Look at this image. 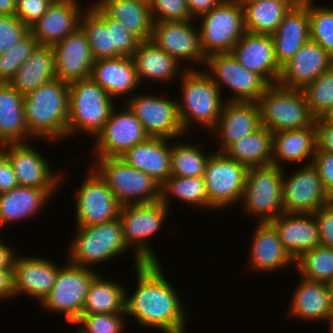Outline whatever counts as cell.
I'll list each match as a JSON object with an SVG mask.
<instances>
[{
  "mask_svg": "<svg viewBox=\"0 0 333 333\" xmlns=\"http://www.w3.org/2000/svg\"><path fill=\"white\" fill-rule=\"evenodd\" d=\"M162 269L161 262L142 263L135 267L137 283L133 294H126V316L133 317L145 329L185 333L188 323L186 306Z\"/></svg>",
  "mask_w": 333,
  "mask_h": 333,
  "instance_id": "6da1fadb",
  "label": "cell"
},
{
  "mask_svg": "<svg viewBox=\"0 0 333 333\" xmlns=\"http://www.w3.org/2000/svg\"><path fill=\"white\" fill-rule=\"evenodd\" d=\"M69 83L54 79L24 95L25 122L33 138L66 139Z\"/></svg>",
  "mask_w": 333,
  "mask_h": 333,
  "instance_id": "7a4b0ae2",
  "label": "cell"
},
{
  "mask_svg": "<svg viewBox=\"0 0 333 333\" xmlns=\"http://www.w3.org/2000/svg\"><path fill=\"white\" fill-rule=\"evenodd\" d=\"M179 79L182 97L177 104L183 131L187 135L196 123L211 133L226 102L219 87L202 69L186 70Z\"/></svg>",
  "mask_w": 333,
  "mask_h": 333,
  "instance_id": "3957f363",
  "label": "cell"
},
{
  "mask_svg": "<svg viewBox=\"0 0 333 333\" xmlns=\"http://www.w3.org/2000/svg\"><path fill=\"white\" fill-rule=\"evenodd\" d=\"M68 101L67 138L82 132L95 138L115 107L112 98L91 77L69 83Z\"/></svg>",
  "mask_w": 333,
  "mask_h": 333,
  "instance_id": "277c9868",
  "label": "cell"
},
{
  "mask_svg": "<svg viewBox=\"0 0 333 333\" xmlns=\"http://www.w3.org/2000/svg\"><path fill=\"white\" fill-rule=\"evenodd\" d=\"M76 227V234L66 257L71 264L93 269V265L109 261L129 249L123 239L119 218L87 227Z\"/></svg>",
  "mask_w": 333,
  "mask_h": 333,
  "instance_id": "5b68a950",
  "label": "cell"
},
{
  "mask_svg": "<svg viewBox=\"0 0 333 333\" xmlns=\"http://www.w3.org/2000/svg\"><path fill=\"white\" fill-rule=\"evenodd\" d=\"M169 212L160 200L121 206L119 219L122 224L123 239L129 250L133 247L135 267L142 263H159L160 260L148 240L162 229Z\"/></svg>",
  "mask_w": 333,
  "mask_h": 333,
  "instance_id": "8992f818",
  "label": "cell"
},
{
  "mask_svg": "<svg viewBox=\"0 0 333 333\" xmlns=\"http://www.w3.org/2000/svg\"><path fill=\"white\" fill-rule=\"evenodd\" d=\"M257 103L261 125L272 133L302 129L315 123L316 118L311 114L301 89L271 84Z\"/></svg>",
  "mask_w": 333,
  "mask_h": 333,
  "instance_id": "52a82bcc",
  "label": "cell"
},
{
  "mask_svg": "<svg viewBox=\"0 0 333 333\" xmlns=\"http://www.w3.org/2000/svg\"><path fill=\"white\" fill-rule=\"evenodd\" d=\"M283 168L277 165L249 167L241 205L244 213L258 218L259 222H270L284 213Z\"/></svg>",
  "mask_w": 333,
  "mask_h": 333,
  "instance_id": "ba28073f",
  "label": "cell"
},
{
  "mask_svg": "<svg viewBox=\"0 0 333 333\" xmlns=\"http://www.w3.org/2000/svg\"><path fill=\"white\" fill-rule=\"evenodd\" d=\"M95 161L94 169L122 206L160 200V185L146 173L129 166L119 157L96 158Z\"/></svg>",
  "mask_w": 333,
  "mask_h": 333,
  "instance_id": "9c48e42d",
  "label": "cell"
},
{
  "mask_svg": "<svg viewBox=\"0 0 333 333\" xmlns=\"http://www.w3.org/2000/svg\"><path fill=\"white\" fill-rule=\"evenodd\" d=\"M198 18L202 22L199 32L206 57L217 53H231L246 32L244 9L235 0H222L210 12Z\"/></svg>",
  "mask_w": 333,
  "mask_h": 333,
  "instance_id": "30bf717a",
  "label": "cell"
},
{
  "mask_svg": "<svg viewBox=\"0 0 333 333\" xmlns=\"http://www.w3.org/2000/svg\"><path fill=\"white\" fill-rule=\"evenodd\" d=\"M100 272L77 266L67 261L57 274L51 292L40 303L53 314H63L68 323H74L81 315L86 294L93 278ZM56 312V313H55Z\"/></svg>",
  "mask_w": 333,
  "mask_h": 333,
  "instance_id": "8fae6325",
  "label": "cell"
},
{
  "mask_svg": "<svg viewBox=\"0 0 333 333\" xmlns=\"http://www.w3.org/2000/svg\"><path fill=\"white\" fill-rule=\"evenodd\" d=\"M248 167L224 152L210 155L203 175L209 198V209L221 210L241 203Z\"/></svg>",
  "mask_w": 333,
  "mask_h": 333,
  "instance_id": "7c38bea8",
  "label": "cell"
},
{
  "mask_svg": "<svg viewBox=\"0 0 333 333\" xmlns=\"http://www.w3.org/2000/svg\"><path fill=\"white\" fill-rule=\"evenodd\" d=\"M204 68L221 93L223 85L233 93L229 99L226 96V101L257 102L269 86L260 75L242 66L232 53L207 56Z\"/></svg>",
  "mask_w": 333,
  "mask_h": 333,
  "instance_id": "4fadbf2b",
  "label": "cell"
},
{
  "mask_svg": "<svg viewBox=\"0 0 333 333\" xmlns=\"http://www.w3.org/2000/svg\"><path fill=\"white\" fill-rule=\"evenodd\" d=\"M88 171L75 194V223L80 227L117 219L122 206L99 173Z\"/></svg>",
  "mask_w": 333,
  "mask_h": 333,
  "instance_id": "5bb4252c",
  "label": "cell"
},
{
  "mask_svg": "<svg viewBox=\"0 0 333 333\" xmlns=\"http://www.w3.org/2000/svg\"><path fill=\"white\" fill-rule=\"evenodd\" d=\"M125 103L149 137L178 139L186 135L179 118L177 100L159 97L158 94L139 93Z\"/></svg>",
  "mask_w": 333,
  "mask_h": 333,
  "instance_id": "9a60e30c",
  "label": "cell"
},
{
  "mask_svg": "<svg viewBox=\"0 0 333 333\" xmlns=\"http://www.w3.org/2000/svg\"><path fill=\"white\" fill-rule=\"evenodd\" d=\"M283 171L284 213H314L331 201L312 163L300 166L289 176Z\"/></svg>",
  "mask_w": 333,
  "mask_h": 333,
  "instance_id": "2e32d148",
  "label": "cell"
},
{
  "mask_svg": "<svg viewBox=\"0 0 333 333\" xmlns=\"http://www.w3.org/2000/svg\"><path fill=\"white\" fill-rule=\"evenodd\" d=\"M123 106V111L114 107L103 129L95 136V158L119 157L149 137L129 107Z\"/></svg>",
  "mask_w": 333,
  "mask_h": 333,
  "instance_id": "e0dca14e",
  "label": "cell"
},
{
  "mask_svg": "<svg viewBox=\"0 0 333 333\" xmlns=\"http://www.w3.org/2000/svg\"><path fill=\"white\" fill-rule=\"evenodd\" d=\"M30 145L26 142L0 146V151L10 161L18 185L41 189L61 187L64 176L58 172L53 173L48 160Z\"/></svg>",
  "mask_w": 333,
  "mask_h": 333,
  "instance_id": "ac0fdd59",
  "label": "cell"
},
{
  "mask_svg": "<svg viewBox=\"0 0 333 333\" xmlns=\"http://www.w3.org/2000/svg\"><path fill=\"white\" fill-rule=\"evenodd\" d=\"M194 19L187 21L154 22L151 41L179 63L205 65L206 56L201 47L199 29L194 27Z\"/></svg>",
  "mask_w": 333,
  "mask_h": 333,
  "instance_id": "d6986e66",
  "label": "cell"
},
{
  "mask_svg": "<svg viewBox=\"0 0 333 333\" xmlns=\"http://www.w3.org/2000/svg\"><path fill=\"white\" fill-rule=\"evenodd\" d=\"M60 268L48 258L17 255L13 267L15 297L26 294L41 303L51 292Z\"/></svg>",
  "mask_w": 333,
  "mask_h": 333,
  "instance_id": "ffe728a7",
  "label": "cell"
},
{
  "mask_svg": "<svg viewBox=\"0 0 333 333\" xmlns=\"http://www.w3.org/2000/svg\"><path fill=\"white\" fill-rule=\"evenodd\" d=\"M233 56L269 85L278 83L281 67L276 61L271 35L245 32L232 49Z\"/></svg>",
  "mask_w": 333,
  "mask_h": 333,
  "instance_id": "44dd1931",
  "label": "cell"
},
{
  "mask_svg": "<svg viewBox=\"0 0 333 333\" xmlns=\"http://www.w3.org/2000/svg\"><path fill=\"white\" fill-rule=\"evenodd\" d=\"M53 48L56 79L70 83L90 78L94 59L87 37L80 27Z\"/></svg>",
  "mask_w": 333,
  "mask_h": 333,
  "instance_id": "7402d4cb",
  "label": "cell"
},
{
  "mask_svg": "<svg viewBox=\"0 0 333 333\" xmlns=\"http://www.w3.org/2000/svg\"><path fill=\"white\" fill-rule=\"evenodd\" d=\"M80 3L79 0L52 3L47 12L29 27L38 44L54 46L74 33L80 27L81 15L86 10Z\"/></svg>",
  "mask_w": 333,
  "mask_h": 333,
  "instance_id": "603a6c76",
  "label": "cell"
},
{
  "mask_svg": "<svg viewBox=\"0 0 333 333\" xmlns=\"http://www.w3.org/2000/svg\"><path fill=\"white\" fill-rule=\"evenodd\" d=\"M332 65L333 57L318 43L309 40L281 67L278 84L302 89Z\"/></svg>",
  "mask_w": 333,
  "mask_h": 333,
  "instance_id": "cb8c5ba5",
  "label": "cell"
},
{
  "mask_svg": "<svg viewBox=\"0 0 333 333\" xmlns=\"http://www.w3.org/2000/svg\"><path fill=\"white\" fill-rule=\"evenodd\" d=\"M261 117L257 102L226 101L212 133L217 139V152H224L232 143L260 128Z\"/></svg>",
  "mask_w": 333,
  "mask_h": 333,
  "instance_id": "d4e9b609",
  "label": "cell"
},
{
  "mask_svg": "<svg viewBox=\"0 0 333 333\" xmlns=\"http://www.w3.org/2000/svg\"><path fill=\"white\" fill-rule=\"evenodd\" d=\"M270 223L294 260L320 246L319 226L313 213H282Z\"/></svg>",
  "mask_w": 333,
  "mask_h": 333,
  "instance_id": "484cf974",
  "label": "cell"
},
{
  "mask_svg": "<svg viewBox=\"0 0 333 333\" xmlns=\"http://www.w3.org/2000/svg\"><path fill=\"white\" fill-rule=\"evenodd\" d=\"M171 140L148 137L126 150L119 158L146 173L161 186L171 176Z\"/></svg>",
  "mask_w": 333,
  "mask_h": 333,
  "instance_id": "4316f807",
  "label": "cell"
},
{
  "mask_svg": "<svg viewBox=\"0 0 333 333\" xmlns=\"http://www.w3.org/2000/svg\"><path fill=\"white\" fill-rule=\"evenodd\" d=\"M271 37L276 61L282 67L310 40L308 0L295 4Z\"/></svg>",
  "mask_w": 333,
  "mask_h": 333,
  "instance_id": "83f0119b",
  "label": "cell"
},
{
  "mask_svg": "<svg viewBox=\"0 0 333 333\" xmlns=\"http://www.w3.org/2000/svg\"><path fill=\"white\" fill-rule=\"evenodd\" d=\"M90 77L114 100L130 99L140 86L133 58L128 56L94 60Z\"/></svg>",
  "mask_w": 333,
  "mask_h": 333,
  "instance_id": "f1b7e54d",
  "label": "cell"
},
{
  "mask_svg": "<svg viewBox=\"0 0 333 333\" xmlns=\"http://www.w3.org/2000/svg\"><path fill=\"white\" fill-rule=\"evenodd\" d=\"M293 292L288 315L302 320L318 322L331 320L333 313V296L328 283L300 278Z\"/></svg>",
  "mask_w": 333,
  "mask_h": 333,
  "instance_id": "f546056e",
  "label": "cell"
},
{
  "mask_svg": "<svg viewBox=\"0 0 333 333\" xmlns=\"http://www.w3.org/2000/svg\"><path fill=\"white\" fill-rule=\"evenodd\" d=\"M132 58L137 78L141 85L143 84L142 79L156 83L160 81H162L161 83H168L171 79L172 82L173 78L175 79L178 74L181 77L186 70H198L195 65H192L194 67L186 66L185 68L151 40L140 41ZM181 67H184V69L182 70Z\"/></svg>",
  "mask_w": 333,
  "mask_h": 333,
  "instance_id": "4dcf8cb0",
  "label": "cell"
},
{
  "mask_svg": "<svg viewBox=\"0 0 333 333\" xmlns=\"http://www.w3.org/2000/svg\"><path fill=\"white\" fill-rule=\"evenodd\" d=\"M249 266L257 272H272L295 265V260L284 249L277 231L270 222H258L253 232Z\"/></svg>",
  "mask_w": 333,
  "mask_h": 333,
  "instance_id": "1f68e13d",
  "label": "cell"
},
{
  "mask_svg": "<svg viewBox=\"0 0 333 333\" xmlns=\"http://www.w3.org/2000/svg\"><path fill=\"white\" fill-rule=\"evenodd\" d=\"M315 123L302 129L276 131L273 133L272 164L283 167V163L310 164L317 149ZM309 161H308V160Z\"/></svg>",
  "mask_w": 333,
  "mask_h": 333,
  "instance_id": "d6a6232c",
  "label": "cell"
},
{
  "mask_svg": "<svg viewBox=\"0 0 333 333\" xmlns=\"http://www.w3.org/2000/svg\"><path fill=\"white\" fill-rule=\"evenodd\" d=\"M56 191L57 189L18 185L11 191L0 194V226L36 216Z\"/></svg>",
  "mask_w": 333,
  "mask_h": 333,
  "instance_id": "836d02e7",
  "label": "cell"
},
{
  "mask_svg": "<svg viewBox=\"0 0 333 333\" xmlns=\"http://www.w3.org/2000/svg\"><path fill=\"white\" fill-rule=\"evenodd\" d=\"M30 138L33 137L25 122L24 96L8 82H0V146L26 143Z\"/></svg>",
  "mask_w": 333,
  "mask_h": 333,
  "instance_id": "e575fe53",
  "label": "cell"
},
{
  "mask_svg": "<svg viewBox=\"0 0 333 333\" xmlns=\"http://www.w3.org/2000/svg\"><path fill=\"white\" fill-rule=\"evenodd\" d=\"M54 79V48L38 45L8 83L24 96Z\"/></svg>",
  "mask_w": 333,
  "mask_h": 333,
  "instance_id": "d590c367",
  "label": "cell"
},
{
  "mask_svg": "<svg viewBox=\"0 0 333 333\" xmlns=\"http://www.w3.org/2000/svg\"><path fill=\"white\" fill-rule=\"evenodd\" d=\"M95 4L140 41L151 39L153 18L150 7L134 0H96Z\"/></svg>",
  "mask_w": 333,
  "mask_h": 333,
  "instance_id": "8d00e7d4",
  "label": "cell"
},
{
  "mask_svg": "<svg viewBox=\"0 0 333 333\" xmlns=\"http://www.w3.org/2000/svg\"><path fill=\"white\" fill-rule=\"evenodd\" d=\"M301 0H259L246 4L244 9L245 31L272 35L283 17Z\"/></svg>",
  "mask_w": 333,
  "mask_h": 333,
  "instance_id": "74e56055",
  "label": "cell"
},
{
  "mask_svg": "<svg viewBox=\"0 0 333 333\" xmlns=\"http://www.w3.org/2000/svg\"><path fill=\"white\" fill-rule=\"evenodd\" d=\"M99 274L89 286L82 314L126 313V288L122 283L109 281Z\"/></svg>",
  "mask_w": 333,
  "mask_h": 333,
  "instance_id": "f35d334b",
  "label": "cell"
},
{
  "mask_svg": "<svg viewBox=\"0 0 333 333\" xmlns=\"http://www.w3.org/2000/svg\"><path fill=\"white\" fill-rule=\"evenodd\" d=\"M273 133L264 126L232 143L224 153L249 167L272 164Z\"/></svg>",
  "mask_w": 333,
  "mask_h": 333,
  "instance_id": "ab89813d",
  "label": "cell"
},
{
  "mask_svg": "<svg viewBox=\"0 0 333 333\" xmlns=\"http://www.w3.org/2000/svg\"><path fill=\"white\" fill-rule=\"evenodd\" d=\"M172 198L185 202L186 205L196 206L199 209H209V198L203 176L180 177L170 176L160 186V201L169 209ZM201 207V208H200Z\"/></svg>",
  "mask_w": 333,
  "mask_h": 333,
  "instance_id": "60d3db41",
  "label": "cell"
},
{
  "mask_svg": "<svg viewBox=\"0 0 333 333\" xmlns=\"http://www.w3.org/2000/svg\"><path fill=\"white\" fill-rule=\"evenodd\" d=\"M80 18V28L85 33L94 60L122 56L113 45L112 29L109 24L91 7Z\"/></svg>",
  "mask_w": 333,
  "mask_h": 333,
  "instance_id": "b9f144b4",
  "label": "cell"
},
{
  "mask_svg": "<svg viewBox=\"0 0 333 333\" xmlns=\"http://www.w3.org/2000/svg\"><path fill=\"white\" fill-rule=\"evenodd\" d=\"M172 142L171 176L200 177L204 175L210 154L204 153L203 144ZM202 147V148H201Z\"/></svg>",
  "mask_w": 333,
  "mask_h": 333,
  "instance_id": "7bdbcfd3",
  "label": "cell"
},
{
  "mask_svg": "<svg viewBox=\"0 0 333 333\" xmlns=\"http://www.w3.org/2000/svg\"><path fill=\"white\" fill-rule=\"evenodd\" d=\"M300 277L330 284L333 281V249L317 246L295 260Z\"/></svg>",
  "mask_w": 333,
  "mask_h": 333,
  "instance_id": "ee69618b",
  "label": "cell"
},
{
  "mask_svg": "<svg viewBox=\"0 0 333 333\" xmlns=\"http://www.w3.org/2000/svg\"><path fill=\"white\" fill-rule=\"evenodd\" d=\"M301 90L311 114L322 117L333 104V65Z\"/></svg>",
  "mask_w": 333,
  "mask_h": 333,
  "instance_id": "f6af8a7d",
  "label": "cell"
},
{
  "mask_svg": "<svg viewBox=\"0 0 333 333\" xmlns=\"http://www.w3.org/2000/svg\"><path fill=\"white\" fill-rule=\"evenodd\" d=\"M312 1L308 0L310 40L333 57V8L316 6Z\"/></svg>",
  "mask_w": 333,
  "mask_h": 333,
  "instance_id": "bcb514c9",
  "label": "cell"
},
{
  "mask_svg": "<svg viewBox=\"0 0 333 333\" xmlns=\"http://www.w3.org/2000/svg\"><path fill=\"white\" fill-rule=\"evenodd\" d=\"M38 45L29 32L9 51L0 54V82H9Z\"/></svg>",
  "mask_w": 333,
  "mask_h": 333,
  "instance_id": "7dc6e473",
  "label": "cell"
},
{
  "mask_svg": "<svg viewBox=\"0 0 333 333\" xmlns=\"http://www.w3.org/2000/svg\"><path fill=\"white\" fill-rule=\"evenodd\" d=\"M124 316L126 313L82 314L73 323L80 326L75 333H123Z\"/></svg>",
  "mask_w": 333,
  "mask_h": 333,
  "instance_id": "c3c4849f",
  "label": "cell"
},
{
  "mask_svg": "<svg viewBox=\"0 0 333 333\" xmlns=\"http://www.w3.org/2000/svg\"><path fill=\"white\" fill-rule=\"evenodd\" d=\"M150 11L154 22L194 19L185 0H152Z\"/></svg>",
  "mask_w": 333,
  "mask_h": 333,
  "instance_id": "681fc988",
  "label": "cell"
},
{
  "mask_svg": "<svg viewBox=\"0 0 333 333\" xmlns=\"http://www.w3.org/2000/svg\"><path fill=\"white\" fill-rule=\"evenodd\" d=\"M111 27L114 48L122 55L132 57L140 40L128 32L118 20L109 18L95 3L91 6Z\"/></svg>",
  "mask_w": 333,
  "mask_h": 333,
  "instance_id": "f907efd6",
  "label": "cell"
},
{
  "mask_svg": "<svg viewBox=\"0 0 333 333\" xmlns=\"http://www.w3.org/2000/svg\"><path fill=\"white\" fill-rule=\"evenodd\" d=\"M29 32V27L15 15L0 16V54L9 51Z\"/></svg>",
  "mask_w": 333,
  "mask_h": 333,
  "instance_id": "816d5d0a",
  "label": "cell"
},
{
  "mask_svg": "<svg viewBox=\"0 0 333 333\" xmlns=\"http://www.w3.org/2000/svg\"><path fill=\"white\" fill-rule=\"evenodd\" d=\"M51 4L50 0H17L15 16L30 27L47 12Z\"/></svg>",
  "mask_w": 333,
  "mask_h": 333,
  "instance_id": "f5cc1de1",
  "label": "cell"
},
{
  "mask_svg": "<svg viewBox=\"0 0 333 333\" xmlns=\"http://www.w3.org/2000/svg\"><path fill=\"white\" fill-rule=\"evenodd\" d=\"M313 166L316 168L321 178L325 192L330 199L333 198V153L316 151L312 159Z\"/></svg>",
  "mask_w": 333,
  "mask_h": 333,
  "instance_id": "db71d44e",
  "label": "cell"
},
{
  "mask_svg": "<svg viewBox=\"0 0 333 333\" xmlns=\"http://www.w3.org/2000/svg\"><path fill=\"white\" fill-rule=\"evenodd\" d=\"M313 214L319 226L320 245L333 249V202L321 206Z\"/></svg>",
  "mask_w": 333,
  "mask_h": 333,
  "instance_id": "11a10c76",
  "label": "cell"
},
{
  "mask_svg": "<svg viewBox=\"0 0 333 333\" xmlns=\"http://www.w3.org/2000/svg\"><path fill=\"white\" fill-rule=\"evenodd\" d=\"M316 127V151L333 153V122L321 118L315 119Z\"/></svg>",
  "mask_w": 333,
  "mask_h": 333,
  "instance_id": "9f6ffc18",
  "label": "cell"
},
{
  "mask_svg": "<svg viewBox=\"0 0 333 333\" xmlns=\"http://www.w3.org/2000/svg\"><path fill=\"white\" fill-rule=\"evenodd\" d=\"M17 186L18 182L10 161L0 151V194L9 192Z\"/></svg>",
  "mask_w": 333,
  "mask_h": 333,
  "instance_id": "6f0895ef",
  "label": "cell"
},
{
  "mask_svg": "<svg viewBox=\"0 0 333 333\" xmlns=\"http://www.w3.org/2000/svg\"><path fill=\"white\" fill-rule=\"evenodd\" d=\"M15 298L13 270H0V299Z\"/></svg>",
  "mask_w": 333,
  "mask_h": 333,
  "instance_id": "680465c9",
  "label": "cell"
},
{
  "mask_svg": "<svg viewBox=\"0 0 333 333\" xmlns=\"http://www.w3.org/2000/svg\"><path fill=\"white\" fill-rule=\"evenodd\" d=\"M185 1L191 16L194 19H196L200 15L210 12L222 0H185Z\"/></svg>",
  "mask_w": 333,
  "mask_h": 333,
  "instance_id": "91938a15",
  "label": "cell"
},
{
  "mask_svg": "<svg viewBox=\"0 0 333 333\" xmlns=\"http://www.w3.org/2000/svg\"><path fill=\"white\" fill-rule=\"evenodd\" d=\"M13 247L5 244L0 238V270H13L17 255Z\"/></svg>",
  "mask_w": 333,
  "mask_h": 333,
  "instance_id": "94428289",
  "label": "cell"
},
{
  "mask_svg": "<svg viewBox=\"0 0 333 333\" xmlns=\"http://www.w3.org/2000/svg\"><path fill=\"white\" fill-rule=\"evenodd\" d=\"M17 0H0V16L15 15Z\"/></svg>",
  "mask_w": 333,
  "mask_h": 333,
  "instance_id": "6125c7cd",
  "label": "cell"
},
{
  "mask_svg": "<svg viewBox=\"0 0 333 333\" xmlns=\"http://www.w3.org/2000/svg\"><path fill=\"white\" fill-rule=\"evenodd\" d=\"M320 118L322 120H325V121H331V122H333V104L327 110V112L322 117H320Z\"/></svg>",
  "mask_w": 333,
  "mask_h": 333,
  "instance_id": "be15d7a7",
  "label": "cell"
},
{
  "mask_svg": "<svg viewBox=\"0 0 333 333\" xmlns=\"http://www.w3.org/2000/svg\"><path fill=\"white\" fill-rule=\"evenodd\" d=\"M237 3H239L242 7H244L246 4H249L254 1H259V0H235Z\"/></svg>",
  "mask_w": 333,
  "mask_h": 333,
  "instance_id": "e7e4bbea",
  "label": "cell"
},
{
  "mask_svg": "<svg viewBox=\"0 0 333 333\" xmlns=\"http://www.w3.org/2000/svg\"><path fill=\"white\" fill-rule=\"evenodd\" d=\"M328 331H329V333H333V313H332V317H331V320H330V322H329V324H328Z\"/></svg>",
  "mask_w": 333,
  "mask_h": 333,
  "instance_id": "03108f58",
  "label": "cell"
},
{
  "mask_svg": "<svg viewBox=\"0 0 333 333\" xmlns=\"http://www.w3.org/2000/svg\"><path fill=\"white\" fill-rule=\"evenodd\" d=\"M140 3H143L145 5H148L150 7V5L152 4V0H134Z\"/></svg>",
  "mask_w": 333,
  "mask_h": 333,
  "instance_id": "003e7915",
  "label": "cell"
},
{
  "mask_svg": "<svg viewBox=\"0 0 333 333\" xmlns=\"http://www.w3.org/2000/svg\"><path fill=\"white\" fill-rule=\"evenodd\" d=\"M52 3L54 2H67V1H76V0H50Z\"/></svg>",
  "mask_w": 333,
  "mask_h": 333,
  "instance_id": "a7ac6f4b",
  "label": "cell"
},
{
  "mask_svg": "<svg viewBox=\"0 0 333 333\" xmlns=\"http://www.w3.org/2000/svg\"><path fill=\"white\" fill-rule=\"evenodd\" d=\"M331 290H332V296H333V281L330 283Z\"/></svg>",
  "mask_w": 333,
  "mask_h": 333,
  "instance_id": "89a4df30",
  "label": "cell"
}]
</instances>
